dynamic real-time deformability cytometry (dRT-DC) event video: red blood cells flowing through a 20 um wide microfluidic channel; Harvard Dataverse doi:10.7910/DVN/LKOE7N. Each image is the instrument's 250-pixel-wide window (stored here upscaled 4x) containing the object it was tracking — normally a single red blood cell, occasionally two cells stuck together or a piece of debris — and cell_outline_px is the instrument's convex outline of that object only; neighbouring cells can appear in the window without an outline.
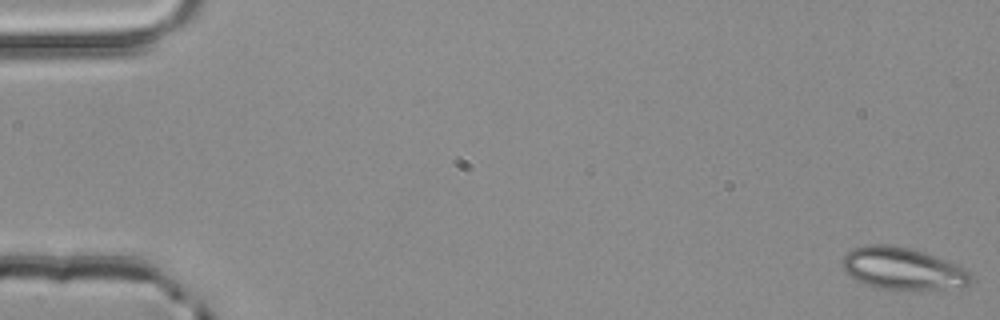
{"species": "common noctule bat (a hibernating species)", "species_latin": "Nyctalus noctula", "temperature_condition": "room temperature", "stored_images_in_passage": 4, "camera_frame_rate_fps": 3000, "um_per_image_px": 0.085, "animal": {"sex": "male", "body_mass_g": 20.4}, "frame": {"image": 1, "passage_image": 1, "time_ms": 0.0, "image_size_px": [1000, 320], "cell_outline_px": [[972, 280], [964, 288], [880, 288], [864, 284], [852, 280], [844, 272], [844, 256], [852, 248], [868, 244], [888, 244], [912, 248], [924, 252], [964, 268], [972, 272]], "centroid_in_image_um": [76.71, 22.81], "position_along_channel_um": 8.3, "area_um2": 31.33}}